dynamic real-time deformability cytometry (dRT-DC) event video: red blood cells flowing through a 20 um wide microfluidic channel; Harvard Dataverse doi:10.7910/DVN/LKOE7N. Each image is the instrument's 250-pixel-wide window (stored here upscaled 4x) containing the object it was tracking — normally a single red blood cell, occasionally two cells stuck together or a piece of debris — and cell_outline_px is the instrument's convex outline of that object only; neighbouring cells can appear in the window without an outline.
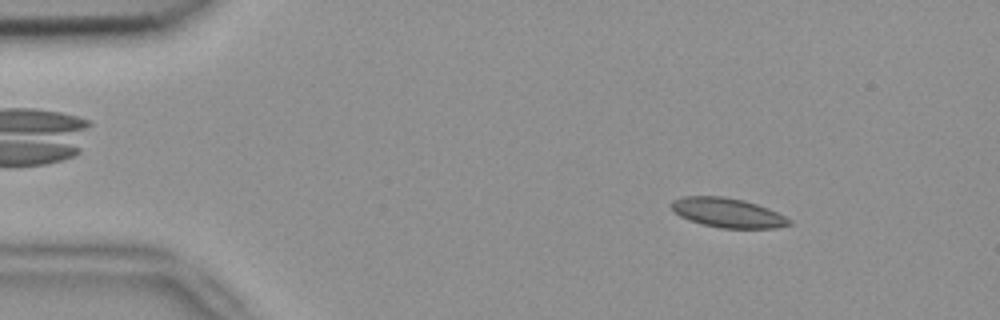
{"species": "common noctule bat (a hibernating species)", "species_latin": "Nyctalus noctula", "temperature_condition": "room temperature", "stored_images_in_passage": 53, "camera_frame_rate_fps": 3000, "um_per_image_px": 0.085, "animal": {"sex": "female", "body_mass_g": 18.4}, "frame": {"image": 1, "passage_image": 7, "time_ms": 2.0, "image_size_px": [1000, 320], "cell_outline_px": [[792, 224], [776, 228], [720, 228], [700, 224], [688, 220], [680, 216], [672, 208], [672, 200], [684, 196], [724, 196], [744, 200], [768, 208], [792, 220]], "centroid_in_image_um": [61.85, 18.09], "position_along_channel_um": 23.1, "area_um2": 20.23}}
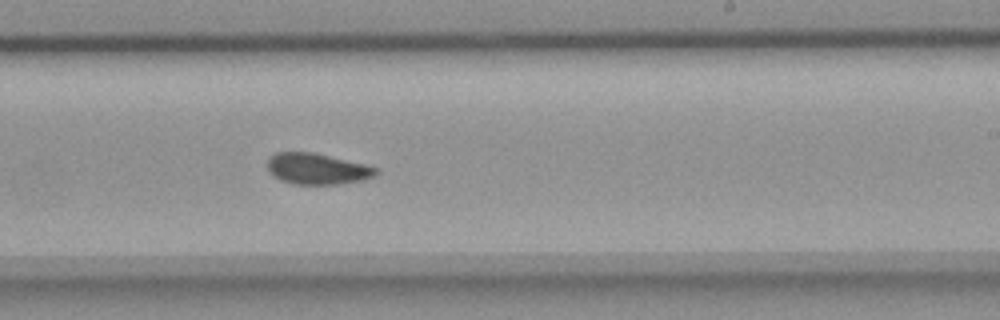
{"frame": {"image": 2, "passage_image": 32, "time_ms": 10.333, "image_size_px": [1000, 320], "cell_outline_px": [[380, 172], [372, 176], [360, 180], [336, 184], [292, 184], [280, 180], [272, 176], [268, 168], [268, 156], [276, 152], [312, 152], [364, 164], [380, 168]], "centroid_in_image_um": [26.92, 14.34], "position_along_channel_um": 262.1, "area_um2": 19.59}}
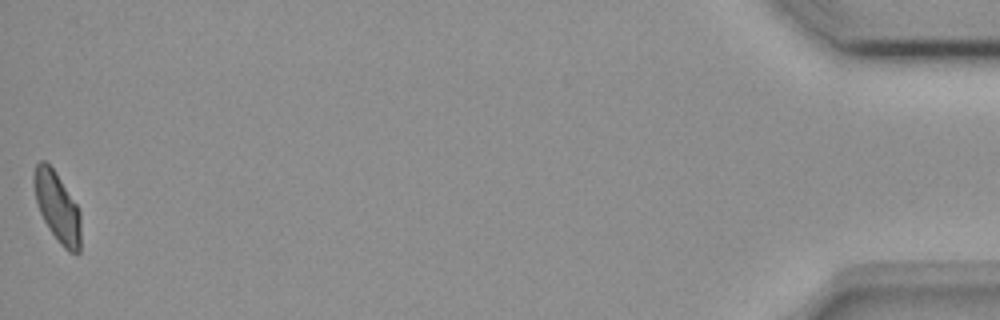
{"frame": {"image": 3, "passage_image": 53, "time_ms": 17.333, "image_size_px": [1000, 320], "cell_outline_px": [[80, 252], [68, 252], [60, 244], [48, 228], [40, 212], [36, 200], [32, 180], [32, 176], [36, 164], [40, 160], [44, 160], [56, 172], [76, 204], [80, 212]], "centroid_in_image_um": [4.85, 17.58], "position_along_channel_um": 430.4, "area_um2": 19.02}, "authors_computed_cell_mechanics": {"area_um2": 20.0566, "velocity_mm_per_s": 3.7752, "shape_relaxation_time_tau1_ms": null, "shape_relaxation_time_tau2_ms": 1.5783, "deformation_change_tau1": null, "deformation_change_tau2": 0.0679}}